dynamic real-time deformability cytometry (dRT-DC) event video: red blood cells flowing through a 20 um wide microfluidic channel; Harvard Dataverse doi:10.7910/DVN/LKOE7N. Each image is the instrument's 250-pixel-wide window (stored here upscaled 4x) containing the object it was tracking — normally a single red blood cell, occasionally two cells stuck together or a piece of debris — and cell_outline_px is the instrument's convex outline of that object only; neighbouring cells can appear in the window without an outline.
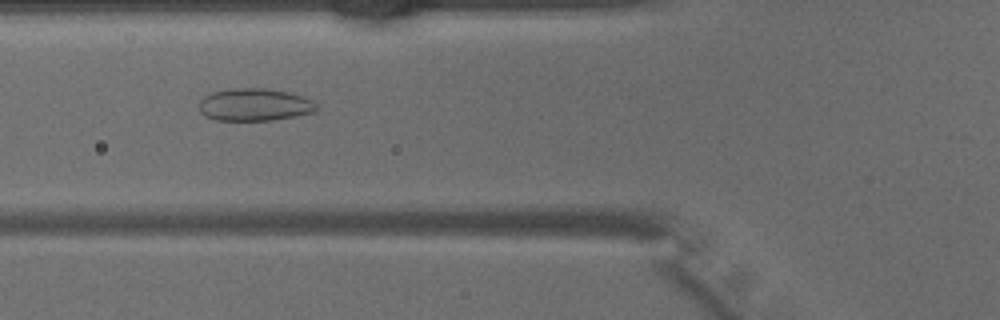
{"species": "common noctule bat (a hibernating species)", "species_latin": "Nyctalus noctula", "temperature_condition": "warm", "stored_images_in_passage": 27, "camera_frame_rate_fps": 3000, "um_per_image_px": 0.085, "animal": {"sex": "male", "body_mass_g": 15.6}, "frame": {"image": 1, "passage_image": 16, "time_ms": 5.0, "image_size_px": [1000, 320], "cell_outline_px": [[316, 112], [272, 120], [216, 120], [200, 112], [200, 100], [204, 96], [212, 92], [236, 88], [264, 88], [288, 92], [304, 96], [312, 100], [316, 104]], "centroid_in_image_um": [21.66, 8.89], "position_along_channel_um": 104.1, "area_um2": 22.08}}
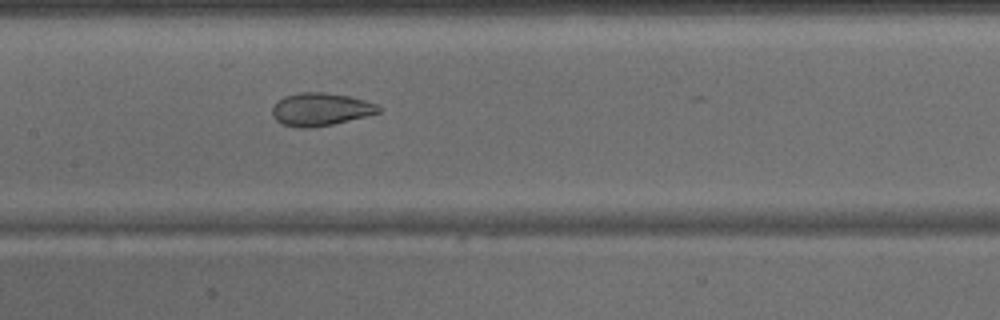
{"frame": {"image": 2, "passage_image": 21, "time_ms": 6.667, "image_size_px": [1000, 320], "cell_outline_px": [[384, 108], [380, 112], [368, 116], [332, 124], [312, 128], [300, 128], [280, 124], [272, 116], [272, 108], [284, 96], [300, 92], [320, 92], [348, 96], [364, 100], [376, 104]], "centroid_in_image_um": [27.26, 9.31], "position_along_channel_um": 180.1, "area_um2": 20.4}}
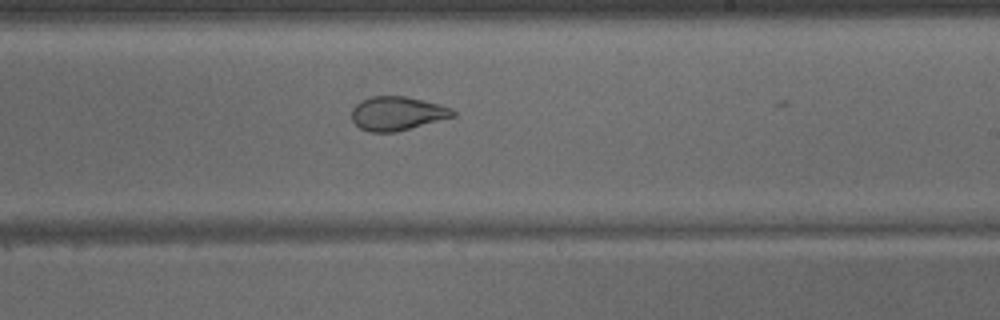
{"frame": {"image": 3, "passage_image": 26, "time_ms": 8.333, "image_size_px": [1000, 320], "cell_outline_px": [[456, 116], [396, 132], [368, 132], [360, 128], [352, 120], [352, 108], [360, 100], [372, 96], [404, 96], [440, 104], [452, 108], [456, 112]], "centroid_in_image_um": [33.76, 9.64], "position_along_channel_um": 255.2, "area_um2": 20.06}}